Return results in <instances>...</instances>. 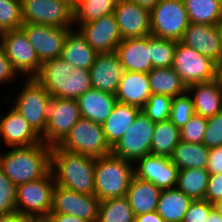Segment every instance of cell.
I'll list each match as a JSON object with an SVG mask.
<instances>
[{"label": "cell", "mask_w": 222, "mask_h": 222, "mask_svg": "<svg viewBox=\"0 0 222 222\" xmlns=\"http://www.w3.org/2000/svg\"><path fill=\"white\" fill-rule=\"evenodd\" d=\"M211 204L222 200V174L209 175L205 199Z\"/></svg>", "instance_id": "46"}, {"label": "cell", "mask_w": 222, "mask_h": 222, "mask_svg": "<svg viewBox=\"0 0 222 222\" xmlns=\"http://www.w3.org/2000/svg\"><path fill=\"white\" fill-rule=\"evenodd\" d=\"M151 35L180 41L189 25L183 0H161L151 11Z\"/></svg>", "instance_id": "6"}, {"label": "cell", "mask_w": 222, "mask_h": 222, "mask_svg": "<svg viewBox=\"0 0 222 222\" xmlns=\"http://www.w3.org/2000/svg\"><path fill=\"white\" fill-rule=\"evenodd\" d=\"M58 147L64 151L94 158L109 155L112 151V147L106 140L102 125L83 117L75 123Z\"/></svg>", "instance_id": "5"}, {"label": "cell", "mask_w": 222, "mask_h": 222, "mask_svg": "<svg viewBox=\"0 0 222 222\" xmlns=\"http://www.w3.org/2000/svg\"><path fill=\"white\" fill-rule=\"evenodd\" d=\"M79 32L97 53L116 51L122 36L113 13L79 26Z\"/></svg>", "instance_id": "15"}, {"label": "cell", "mask_w": 222, "mask_h": 222, "mask_svg": "<svg viewBox=\"0 0 222 222\" xmlns=\"http://www.w3.org/2000/svg\"><path fill=\"white\" fill-rule=\"evenodd\" d=\"M89 72L92 88L115 95L124 69L114 51L98 53Z\"/></svg>", "instance_id": "19"}, {"label": "cell", "mask_w": 222, "mask_h": 222, "mask_svg": "<svg viewBox=\"0 0 222 222\" xmlns=\"http://www.w3.org/2000/svg\"><path fill=\"white\" fill-rule=\"evenodd\" d=\"M98 53L86 42L80 32L70 30L64 45L61 57L74 68L80 67L89 70L96 60Z\"/></svg>", "instance_id": "28"}, {"label": "cell", "mask_w": 222, "mask_h": 222, "mask_svg": "<svg viewBox=\"0 0 222 222\" xmlns=\"http://www.w3.org/2000/svg\"><path fill=\"white\" fill-rule=\"evenodd\" d=\"M66 1H68L74 7L80 0H66Z\"/></svg>", "instance_id": "58"}, {"label": "cell", "mask_w": 222, "mask_h": 222, "mask_svg": "<svg viewBox=\"0 0 222 222\" xmlns=\"http://www.w3.org/2000/svg\"><path fill=\"white\" fill-rule=\"evenodd\" d=\"M122 40L151 35L150 11L129 0H118L114 13Z\"/></svg>", "instance_id": "17"}, {"label": "cell", "mask_w": 222, "mask_h": 222, "mask_svg": "<svg viewBox=\"0 0 222 222\" xmlns=\"http://www.w3.org/2000/svg\"><path fill=\"white\" fill-rule=\"evenodd\" d=\"M141 111L137 106L116 102L111 114L102 124L106 140L111 147L123 137Z\"/></svg>", "instance_id": "26"}, {"label": "cell", "mask_w": 222, "mask_h": 222, "mask_svg": "<svg viewBox=\"0 0 222 222\" xmlns=\"http://www.w3.org/2000/svg\"><path fill=\"white\" fill-rule=\"evenodd\" d=\"M29 222H54V221L49 215H46V216L29 217Z\"/></svg>", "instance_id": "55"}, {"label": "cell", "mask_w": 222, "mask_h": 222, "mask_svg": "<svg viewBox=\"0 0 222 222\" xmlns=\"http://www.w3.org/2000/svg\"><path fill=\"white\" fill-rule=\"evenodd\" d=\"M118 0H80L74 6V25H81L114 13Z\"/></svg>", "instance_id": "36"}, {"label": "cell", "mask_w": 222, "mask_h": 222, "mask_svg": "<svg viewBox=\"0 0 222 222\" xmlns=\"http://www.w3.org/2000/svg\"><path fill=\"white\" fill-rule=\"evenodd\" d=\"M172 97L162 94H151V97L142 108V112L154 123L169 120Z\"/></svg>", "instance_id": "40"}, {"label": "cell", "mask_w": 222, "mask_h": 222, "mask_svg": "<svg viewBox=\"0 0 222 222\" xmlns=\"http://www.w3.org/2000/svg\"><path fill=\"white\" fill-rule=\"evenodd\" d=\"M172 68L181 77L182 81L189 86L214 80L216 62L177 41Z\"/></svg>", "instance_id": "11"}, {"label": "cell", "mask_w": 222, "mask_h": 222, "mask_svg": "<svg viewBox=\"0 0 222 222\" xmlns=\"http://www.w3.org/2000/svg\"><path fill=\"white\" fill-rule=\"evenodd\" d=\"M115 52L124 71L149 73L153 69L148 36L122 40Z\"/></svg>", "instance_id": "21"}, {"label": "cell", "mask_w": 222, "mask_h": 222, "mask_svg": "<svg viewBox=\"0 0 222 222\" xmlns=\"http://www.w3.org/2000/svg\"><path fill=\"white\" fill-rule=\"evenodd\" d=\"M134 222H165L156 211L135 216Z\"/></svg>", "instance_id": "51"}, {"label": "cell", "mask_w": 222, "mask_h": 222, "mask_svg": "<svg viewBox=\"0 0 222 222\" xmlns=\"http://www.w3.org/2000/svg\"><path fill=\"white\" fill-rule=\"evenodd\" d=\"M180 42L216 63L222 60L221 39L217 25L189 23Z\"/></svg>", "instance_id": "18"}, {"label": "cell", "mask_w": 222, "mask_h": 222, "mask_svg": "<svg viewBox=\"0 0 222 222\" xmlns=\"http://www.w3.org/2000/svg\"><path fill=\"white\" fill-rule=\"evenodd\" d=\"M180 141V129L170 120L158 122L154 127L151 154L170 157Z\"/></svg>", "instance_id": "34"}, {"label": "cell", "mask_w": 222, "mask_h": 222, "mask_svg": "<svg viewBox=\"0 0 222 222\" xmlns=\"http://www.w3.org/2000/svg\"><path fill=\"white\" fill-rule=\"evenodd\" d=\"M22 25L21 0H0V34Z\"/></svg>", "instance_id": "38"}, {"label": "cell", "mask_w": 222, "mask_h": 222, "mask_svg": "<svg viewBox=\"0 0 222 222\" xmlns=\"http://www.w3.org/2000/svg\"><path fill=\"white\" fill-rule=\"evenodd\" d=\"M222 47V21L217 25Z\"/></svg>", "instance_id": "57"}, {"label": "cell", "mask_w": 222, "mask_h": 222, "mask_svg": "<svg viewBox=\"0 0 222 222\" xmlns=\"http://www.w3.org/2000/svg\"><path fill=\"white\" fill-rule=\"evenodd\" d=\"M9 147H26L41 143V137L31 128L23 116L13 107L0 116V139Z\"/></svg>", "instance_id": "20"}, {"label": "cell", "mask_w": 222, "mask_h": 222, "mask_svg": "<svg viewBox=\"0 0 222 222\" xmlns=\"http://www.w3.org/2000/svg\"><path fill=\"white\" fill-rule=\"evenodd\" d=\"M206 222H222V216L214 208L209 214Z\"/></svg>", "instance_id": "54"}, {"label": "cell", "mask_w": 222, "mask_h": 222, "mask_svg": "<svg viewBox=\"0 0 222 222\" xmlns=\"http://www.w3.org/2000/svg\"><path fill=\"white\" fill-rule=\"evenodd\" d=\"M175 40L163 39L153 35L148 36V48H150L153 68H169L173 65Z\"/></svg>", "instance_id": "37"}, {"label": "cell", "mask_w": 222, "mask_h": 222, "mask_svg": "<svg viewBox=\"0 0 222 222\" xmlns=\"http://www.w3.org/2000/svg\"><path fill=\"white\" fill-rule=\"evenodd\" d=\"M206 169L188 168L180 170L176 188L194 200H204L209 182Z\"/></svg>", "instance_id": "32"}, {"label": "cell", "mask_w": 222, "mask_h": 222, "mask_svg": "<svg viewBox=\"0 0 222 222\" xmlns=\"http://www.w3.org/2000/svg\"><path fill=\"white\" fill-rule=\"evenodd\" d=\"M81 118L77 100L52 97L48 106V120L41 140L51 147L58 146Z\"/></svg>", "instance_id": "12"}, {"label": "cell", "mask_w": 222, "mask_h": 222, "mask_svg": "<svg viewBox=\"0 0 222 222\" xmlns=\"http://www.w3.org/2000/svg\"><path fill=\"white\" fill-rule=\"evenodd\" d=\"M135 215L126 196L100 201L97 222H134Z\"/></svg>", "instance_id": "35"}, {"label": "cell", "mask_w": 222, "mask_h": 222, "mask_svg": "<svg viewBox=\"0 0 222 222\" xmlns=\"http://www.w3.org/2000/svg\"><path fill=\"white\" fill-rule=\"evenodd\" d=\"M210 149L203 143H189L180 141L174 148L170 160L180 170L188 168H207Z\"/></svg>", "instance_id": "31"}, {"label": "cell", "mask_w": 222, "mask_h": 222, "mask_svg": "<svg viewBox=\"0 0 222 222\" xmlns=\"http://www.w3.org/2000/svg\"><path fill=\"white\" fill-rule=\"evenodd\" d=\"M99 204L100 201L95 195L81 194L55 184L50 213L68 214L89 222H97Z\"/></svg>", "instance_id": "13"}, {"label": "cell", "mask_w": 222, "mask_h": 222, "mask_svg": "<svg viewBox=\"0 0 222 222\" xmlns=\"http://www.w3.org/2000/svg\"><path fill=\"white\" fill-rule=\"evenodd\" d=\"M207 128V118L194 114L180 129L181 141L202 144Z\"/></svg>", "instance_id": "42"}, {"label": "cell", "mask_w": 222, "mask_h": 222, "mask_svg": "<svg viewBox=\"0 0 222 222\" xmlns=\"http://www.w3.org/2000/svg\"><path fill=\"white\" fill-rule=\"evenodd\" d=\"M54 186L51 170L40 179L17 186L16 210L28 217L49 215Z\"/></svg>", "instance_id": "8"}, {"label": "cell", "mask_w": 222, "mask_h": 222, "mask_svg": "<svg viewBox=\"0 0 222 222\" xmlns=\"http://www.w3.org/2000/svg\"><path fill=\"white\" fill-rule=\"evenodd\" d=\"M161 189L136 176L131 179L126 197L135 216L156 211Z\"/></svg>", "instance_id": "27"}, {"label": "cell", "mask_w": 222, "mask_h": 222, "mask_svg": "<svg viewBox=\"0 0 222 222\" xmlns=\"http://www.w3.org/2000/svg\"><path fill=\"white\" fill-rule=\"evenodd\" d=\"M17 72L13 69L11 62L5 55V52L0 45V83H6L15 79Z\"/></svg>", "instance_id": "48"}, {"label": "cell", "mask_w": 222, "mask_h": 222, "mask_svg": "<svg viewBox=\"0 0 222 222\" xmlns=\"http://www.w3.org/2000/svg\"><path fill=\"white\" fill-rule=\"evenodd\" d=\"M0 222H29V217L15 211L13 213L0 215Z\"/></svg>", "instance_id": "49"}, {"label": "cell", "mask_w": 222, "mask_h": 222, "mask_svg": "<svg viewBox=\"0 0 222 222\" xmlns=\"http://www.w3.org/2000/svg\"><path fill=\"white\" fill-rule=\"evenodd\" d=\"M80 115L97 124H103L117 102L115 95L91 88L77 99Z\"/></svg>", "instance_id": "24"}, {"label": "cell", "mask_w": 222, "mask_h": 222, "mask_svg": "<svg viewBox=\"0 0 222 222\" xmlns=\"http://www.w3.org/2000/svg\"><path fill=\"white\" fill-rule=\"evenodd\" d=\"M214 209V204L209 203L207 200H194L182 222H206L209 214Z\"/></svg>", "instance_id": "45"}, {"label": "cell", "mask_w": 222, "mask_h": 222, "mask_svg": "<svg viewBox=\"0 0 222 222\" xmlns=\"http://www.w3.org/2000/svg\"><path fill=\"white\" fill-rule=\"evenodd\" d=\"M136 163L138 166H134V176L153 183L161 190L176 188L179 169L170 157L149 154Z\"/></svg>", "instance_id": "16"}, {"label": "cell", "mask_w": 222, "mask_h": 222, "mask_svg": "<svg viewBox=\"0 0 222 222\" xmlns=\"http://www.w3.org/2000/svg\"><path fill=\"white\" fill-rule=\"evenodd\" d=\"M24 85L12 107L41 137L45 133L52 96L35 77L28 78Z\"/></svg>", "instance_id": "4"}, {"label": "cell", "mask_w": 222, "mask_h": 222, "mask_svg": "<svg viewBox=\"0 0 222 222\" xmlns=\"http://www.w3.org/2000/svg\"><path fill=\"white\" fill-rule=\"evenodd\" d=\"M192 202L177 188L164 189L160 193L156 212L165 222H182Z\"/></svg>", "instance_id": "29"}, {"label": "cell", "mask_w": 222, "mask_h": 222, "mask_svg": "<svg viewBox=\"0 0 222 222\" xmlns=\"http://www.w3.org/2000/svg\"><path fill=\"white\" fill-rule=\"evenodd\" d=\"M17 186L6 177L0 167V215L16 210Z\"/></svg>", "instance_id": "43"}, {"label": "cell", "mask_w": 222, "mask_h": 222, "mask_svg": "<svg viewBox=\"0 0 222 222\" xmlns=\"http://www.w3.org/2000/svg\"><path fill=\"white\" fill-rule=\"evenodd\" d=\"M155 124L141 111L123 137L112 147L111 153L133 164L141 157L151 154Z\"/></svg>", "instance_id": "9"}, {"label": "cell", "mask_w": 222, "mask_h": 222, "mask_svg": "<svg viewBox=\"0 0 222 222\" xmlns=\"http://www.w3.org/2000/svg\"><path fill=\"white\" fill-rule=\"evenodd\" d=\"M147 75L152 94L174 98L187 92V85L172 67L153 68Z\"/></svg>", "instance_id": "30"}, {"label": "cell", "mask_w": 222, "mask_h": 222, "mask_svg": "<svg viewBox=\"0 0 222 222\" xmlns=\"http://www.w3.org/2000/svg\"><path fill=\"white\" fill-rule=\"evenodd\" d=\"M73 72L74 67L70 63L62 57H57L42 63L35 78L52 97L65 99V80Z\"/></svg>", "instance_id": "25"}, {"label": "cell", "mask_w": 222, "mask_h": 222, "mask_svg": "<svg viewBox=\"0 0 222 222\" xmlns=\"http://www.w3.org/2000/svg\"><path fill=\"white\" fill-rule=\"evenodd\" d=\"M189 23L218 25L222 21V4L218 0H183Z\"/></svg>", "instance_id": "33"}, {"label": "cell", "mask_w": 222, "mask_h": 222, "mask_svg": "<svg viewBox=\"0 0 222 222\" xmlns=\"http://www.w3.org/2000/svg\"><path fill=\"white\" fill-rule=\"evenodd\" d=\"M214 208L222 216V200L215 203Z\"/></svg>", "instance_id": "56"}, {"label": "cell", "mask_w": 222, "mask_h": 222, "mask_svg": "<svg viewBox=\"0 0 222 222\" xmlns=\"http://www.w3.org/2000/svg\"><path fill=\"white\" fill-rule=\"evenodd\" d=\"M147 73L124 71L115 97L118 102L143 108L151 97Z\"/></svg>", "instance_id": "22"}, {"label": "cell", "mask_w": 222, "mask_h": 222, "mask_svg": "<svg viewBox=\"0 0 222 222\" xmlns=\"http://www.w3.org/2000/svg\"><path fill=\"white\" fill-rule=\"evenodd\" d=\"M203 144L209 149L222 145V111L213 117L207 118Z\"/></svg>", "instance_id": "44"}, {"label": "cell", "mask_w": 222, "mask_h": 222, "mask_svg": "<svg viewBox=\"0 0 222 222\" xmlns=\"http://www.w3.org/2000/svg\"><path fill=\"white\" fill-rule=\"evenodd\" d=\"M95 164L94 157L52 147L51 172L55 184L63 188L95 195Z\"/></svg>", "instance_id": "1"}, {"label": "cell", "mask_w": 222, "mask_h": 222, "mask_svg": "<svg viewBox=\"0 0 222 222\" xmlns=\"http://www.w3.org/2000/svg\"><path fill=\"white\" fill-rule=\"evenodd\" d=\"M21 28L26 33L41 63L61 57L65 39L71 30V28L33 23H23Z\"/></svg>", "instance_id": "14"}, {"label": "cell", "mask_w": 222, "mask_h": 222, "mask_svg": "<svg viewBox=\"0 0 222 222\" xmlns=\"http://www.w3.org/2000/svg\"><path fill=\"white\" fill-rule=\"evenodd\" d=\"M23 23L72 28L74 7L66 0H21Z\"/></svg>", "instance_id": "7"}, {"label": "cell", "mask_w": 222, "mask_h": 222, "mask_svg": "<svg viewBox=\"0 0 222 222\" xmlns=\"http://www.w3.org/2000/svg\"><path fill=\"white\" fill-rule=\"evenodd\" d=\"M134 176V164L112 153L96 158L95 196L99 201L124 197Z\"/></svg>", "instance_id": "3"}, {"label": "cell", "mask_w": 222, "mask_h": 222, "mask_svg": "<svg viewBox=\"0 0 222 222\" xmlns=\"http://www.w3.org/2000/svg\"><path fill=\"white\" fill-rule=\"evenodd\" d=\"M49 216L54 222H89L85 219L74 217L68 214L50 213Z\"/></svg>", "instance_id": "50"}, {"label": "cell", "mask_w": 222, "mask_h": 222, "mask_svg": "<svg viewBox=\"0 0 222 222\" xmlns=\"http://www.w3.org/2000/svg\"><path fill=\"white\" fill-rule=\"evenodd\" d=\"M92 88L89 70L76 67L65 80V99H77Z\"/></svg>", "instance_id": "39"}, {"label": "cell", "mask_w": 222, "mask_h": 222, "mask_svg": "<svg viewBox=\"0 0 222 222\" xmlns=\"http://www.w3.org/2000/svg\"><path fill=\"white\" fill-rule=\"evenodd\" d=\"M206 170L210 175L222 174V145L210 148Z\"/></svg>", "instance_id": "47"}, {"label": "cell", "mask_w": 222, "mask_h": 222, "mask_svg": "<svg viewBox=\"0 0 222 222\" xmlns=\"http://www.w3.org/2000/svg\"><path fill=\"white\" fill-rule=\"evenodd\" d=\"M0 40V45L17 75L19 73L30 78L39 73L42 63L22 28L0 34Z\"/></svg>", "instance_id": "10"}, {"label": "cell", "mask_w": 222, "mask_h": 222, "mask_svg": "<svg viewBox=\"0 0 222 222\" xmlns=\"http://www.w3.org/2000/svg\"><path fill=\"white\" fill-rule=\"evenodd\" d=\"M187 92L194 93L191 98L195 114L210 118L222 111V89L215 79L191 84L187 86Z\"/></svg>", "instance_id": "23"}, {"label": "cell", "mask_w": 222, "mask_h": 222, "mask_svg": "<svg viewBox=\"0 0 222 222\" xmlns=\"http://www.w3.org/2000/svg\"><path fill=\"white\" fill-rule=\"evenodd\" d=\"M52 147L41 143L13 147L0 154V167L16 186L44 177L51 170Z\"/></svg>", "instance_id": "2"}, {"label": "cell", "mask_w": 222, "mask_h": 222, "mask_svg": "<svg viewBox=\"0 0 222 222\" xmlns=\"http://www.w3.org/2000/svg\"><path fill=\"white\" fill-rule=\"evenodd\" d=\"M151 11L161 0H129Z\"/></svg>", "instance_id": "52"}, {"label": "cell", "mask_w": 222, "mask_h": 222, "mask_svg": "<svg viewBox=\"0 0 222 222\" xmlns=\"http://www.w3.org/2000/svg\"><path fill=\"white\" fill-rule=\"evenodd\" d=\"M215 81L218 83V86L222 89V60L216 63Z\"/></svg>", "instance_id": "53"}, {"label": "cell", "mask_w": 222, "mask_h": 222, "mask_svg": "<svg viewBox=\"0 0 222 222\" xmlns=\"http://www.w3.org/2000/svg\"><path fill=\"white\" fill-rule=\"evenodd\" d=\"M188 92L172 99L169 120L181 129L195 114L193 101Z\"/></svg>", "instance_id": "41"}]
</instances>
